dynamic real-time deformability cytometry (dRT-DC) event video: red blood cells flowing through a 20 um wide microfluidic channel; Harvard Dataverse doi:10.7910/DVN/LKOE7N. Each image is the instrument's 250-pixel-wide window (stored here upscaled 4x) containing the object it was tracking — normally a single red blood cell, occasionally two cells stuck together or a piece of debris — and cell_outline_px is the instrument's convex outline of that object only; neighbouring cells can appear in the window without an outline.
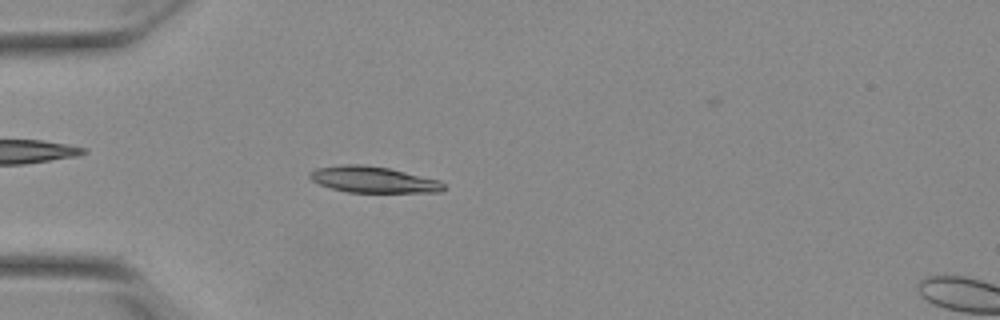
{"species": "Egyptian fruit bat (a non-hibernating species)", "species_latin": "Rousettus aegyptiacus", "temperature_condition": "warm", "stored_images_in_passage": 53, "camera_frame_rate_fps": 3000, "um_per_image_px": 0.085, "animal": {"sex": "female"}, "frame": {"image": 1, "passage_image": 16, "time_ms": 5.0, "image_size_px": [1000, 320], "cell_outline_px": [[444, 188], [440, 192], [348, 192], [332, 188], [320, 184], [312, 180], [308, 176], [308, 172], [316, 168], [344, 164], [364, 164], [388, 168], [440, 180], [444, 184]], "centroid_in_image_um": [31.7, 15.26], "position_along_channel_um": 53.3, "area_um2": 20.35}}
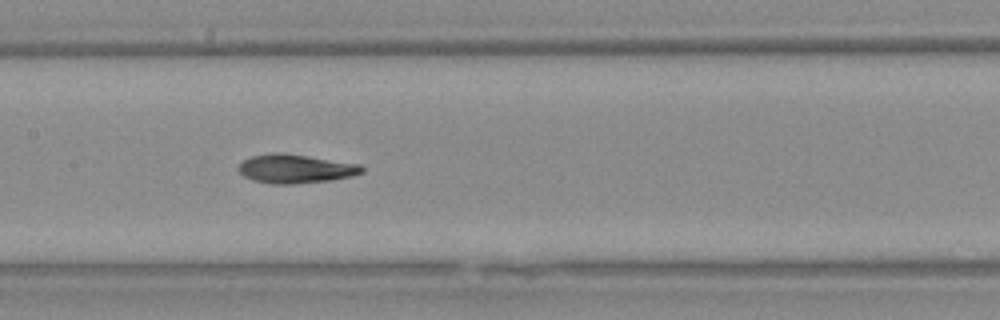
{"frame": {"image": 2, "passage_image": 27, "time_ms": 8.667, "image_size_px": [1000, 320], "cell_outline_px": [[364, 172], [352, 176], [328, 180], [292, 184], [272, 184], [252, 180], [244, 176], [240, 172], [240, 164], [244, 160], [252, 156], [308, 156], [360, 164], [364, 168]], "centroid_in_image_um": [25.19, 14.4], "position_along_channel_um": 182.2, "area_um2": 19.65}}
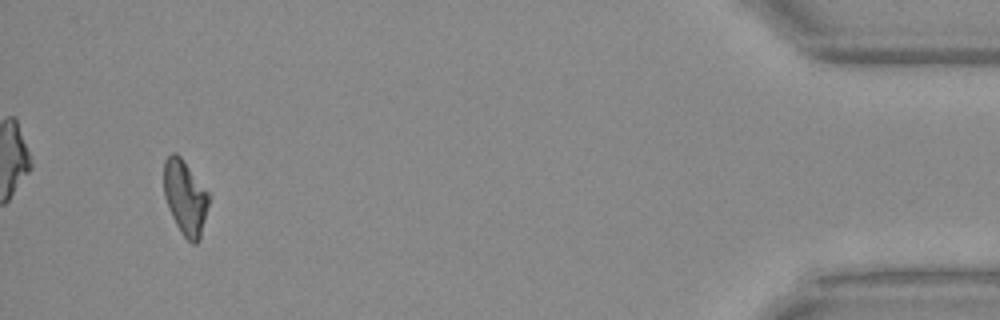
{"frame": {"image": 3, "passage_image": 51, "time_ms": 16.667, "image_size_px": [1000, 320], "cell_outline_px": [[208, 204], [200, 240], [196, 244], [192, 244], [180, 232], [168, 208], [164, 196], [164, 160], [172, 152], [176, 152], [180, 156], [208, 192]], "centroid_in_image_um": [15.72, 16.8], "position_along_channel_um": 419.5, "area_um2": 19.36}, "authors_computed_cell_mechanics": {"area_um2": 19.9988, "velocity_mm_per_s": 3.8489, "shape_relaxation_time_tau1_ms": 5.271, "shape_relaxation_time_tau2_ms": 9.7879, "deformation_change_tau1": 0.1897, "deformation_change_tau2": 0.0986}}